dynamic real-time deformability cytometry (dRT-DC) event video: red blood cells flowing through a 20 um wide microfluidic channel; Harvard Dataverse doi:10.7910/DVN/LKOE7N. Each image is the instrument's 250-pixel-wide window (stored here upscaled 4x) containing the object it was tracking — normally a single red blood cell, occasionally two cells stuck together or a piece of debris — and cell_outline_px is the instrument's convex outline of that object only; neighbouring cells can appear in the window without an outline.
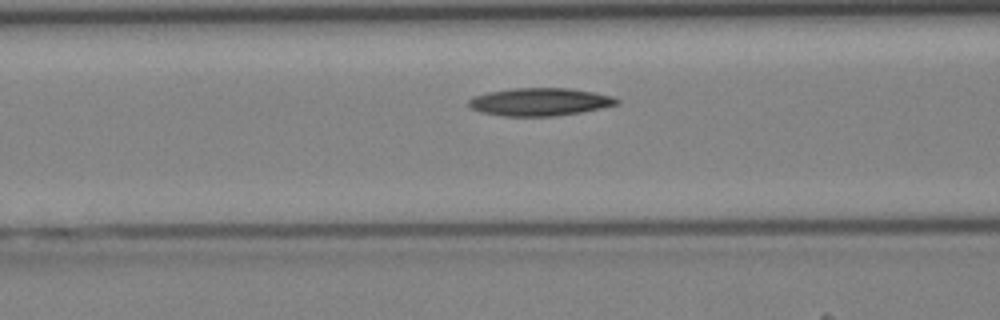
{"species": "Egyptian fruit bat (a non-hibernating species)", "species_latin": "Rousettus aegyptiacus", "temperature_condition": "cold", "stored_images_in_passage": 29, "camera_frame_rate_fps": 3000, "um_per_image_px": 0.085, "animal": {"sex": "female"}, "frame": {"image": 1, "passage_image": 4, "time_ms": 1.0, "image_size_px": [1000, 320], "cell_outline_px": [[620, 104], [580, 112], [552, 116], [500, 116], [480, 112], [472, 108], [468, 104], [468, 100], [472, 96], [488, 92], [508, 88], [568, 88], [596, 92], [612, 96], [620, 100]], "centroid_in_image_um": [45.86, 8.65], "position_along_channel_um": 120.7, "area_um2": 24.16}}
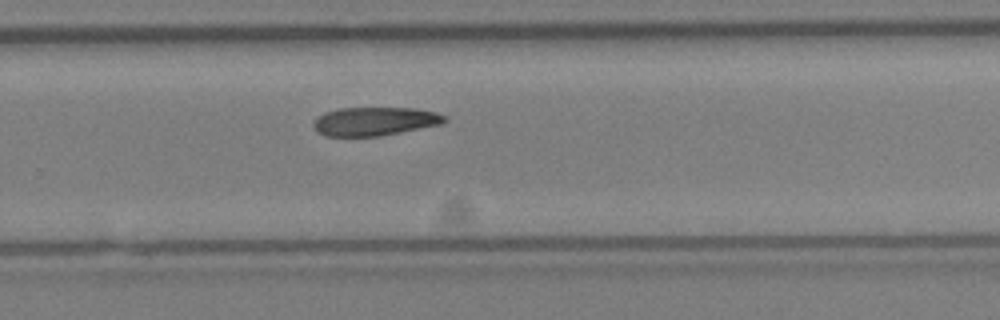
{"frame": {"image": 2, "passage_image": 15, "time_ms": 4.667, "image_size_px": [1000, 320], "cell_outline_px": [[448, 120], [444, 124], [380, 136], [324, 136], [312, 124], [316, 116], [324, 112], [340, 108], [416, 108], [436, 112], [444, 116]], "centroid_in_image_um": [31.87, 10.31], "position_along_channel_um": 297.9, "area_um2": 21.96}}
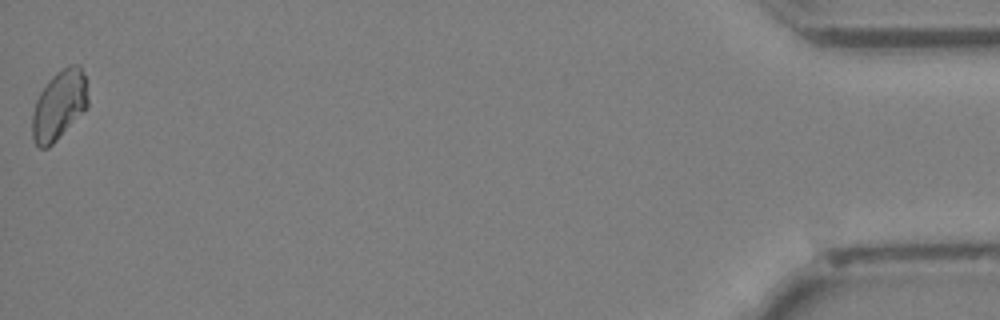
{"frame": {"image": 3, "passage_image": 29, "time_ms": 9.333, "image_size_px": [1000, 320], "cell_outline_px": [[88, 104], [56, 140], [48, 148], [40, 148], [32, 140], [32, 112], [36, 100], [40, 92], [48, 80], [56, 72], [68, 64], [80, 64], [84, 72], [88, 100]], "centroid_in_image_um": [4.99, 8.9], "position_along_channel_um": 430.2, "area_um2": 22.31}}